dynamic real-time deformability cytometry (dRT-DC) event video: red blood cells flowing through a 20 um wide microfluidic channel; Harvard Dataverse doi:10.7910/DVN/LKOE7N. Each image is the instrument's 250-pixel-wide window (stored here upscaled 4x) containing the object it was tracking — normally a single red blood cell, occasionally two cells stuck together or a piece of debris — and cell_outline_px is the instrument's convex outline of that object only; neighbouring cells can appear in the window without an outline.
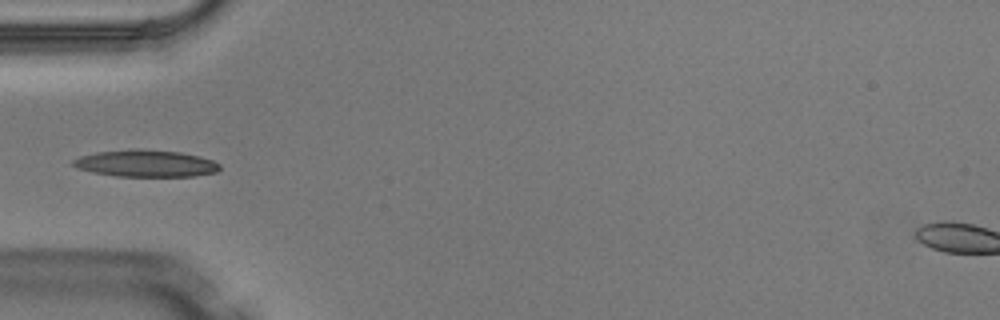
{"species": "Egyptian fruit bat (a non-hibernating species)", "species_latin": "Rousettus aegyptiacus", "temperature_condition": "warm", "stored_images_in_passage": 5, "camera_frame_rate_fps": 3000, "um_per_image_px": 0.085, "animal": {"sex": "male"}, "frame": {"image": 1, "passage_image": 5, "time_ms": 1.333, "image_size_px": [1000, 320], "cell_outline_px": [[220, 168], [216, 172], [192, 176], [116, 176], [92, 172], [76, 168], [72, 164], [72, 160], [80, 156], [96, 152], [132, 148], [136, 148], [180, 152], [200, 156], [212, 160], [220, 164]], "centroid_in_image_um": [12.36, 13.88], "position_along_channel_um": 72.6, "area_um2": 23.12}}